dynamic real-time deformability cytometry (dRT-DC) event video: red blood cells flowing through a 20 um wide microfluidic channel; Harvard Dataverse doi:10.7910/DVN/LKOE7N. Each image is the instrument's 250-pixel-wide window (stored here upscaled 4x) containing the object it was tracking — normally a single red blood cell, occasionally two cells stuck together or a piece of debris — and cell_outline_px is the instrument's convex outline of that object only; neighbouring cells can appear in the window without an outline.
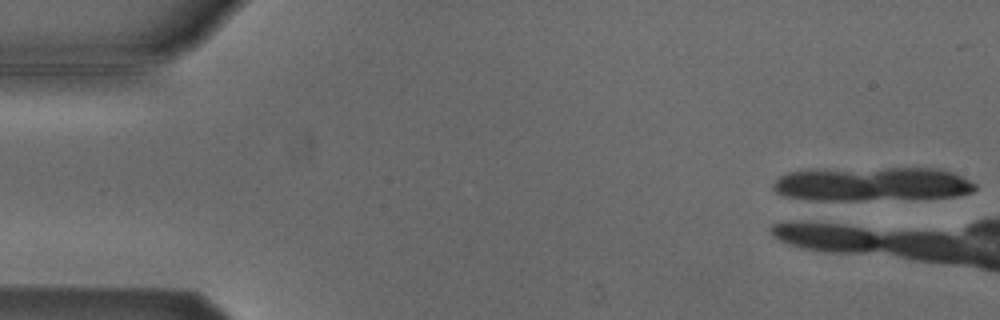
{"species": "Egyptian fruit bat (a non-hibernating species)", "species_latin": "Rousettus aegyptiacus", "temperature_condition": "cold", "stored_images_in_passage": 2, "camera_frame_rate_fps": 3000, "um_per_image_px": 0.085, "animal": {"sex": "male"}, "frame": {"image": 1, "passage_image": 1, "time_ms": 0.0, "image_size_px": [1000, 320], "cell_outline_px": [[976, 188], [972, 192], [956, 196], [864, 200], [812, 200], [784, 196], [776, 192], [772, 188], [772, 184], [780, 176], [788, 172], [816, 168], [932, 168], [952, 172], [976, 184]], "centroid_in_image_um": [74.05, 15.63], "position_along_channel_um": 11.0, "area_um2": 40.34}}